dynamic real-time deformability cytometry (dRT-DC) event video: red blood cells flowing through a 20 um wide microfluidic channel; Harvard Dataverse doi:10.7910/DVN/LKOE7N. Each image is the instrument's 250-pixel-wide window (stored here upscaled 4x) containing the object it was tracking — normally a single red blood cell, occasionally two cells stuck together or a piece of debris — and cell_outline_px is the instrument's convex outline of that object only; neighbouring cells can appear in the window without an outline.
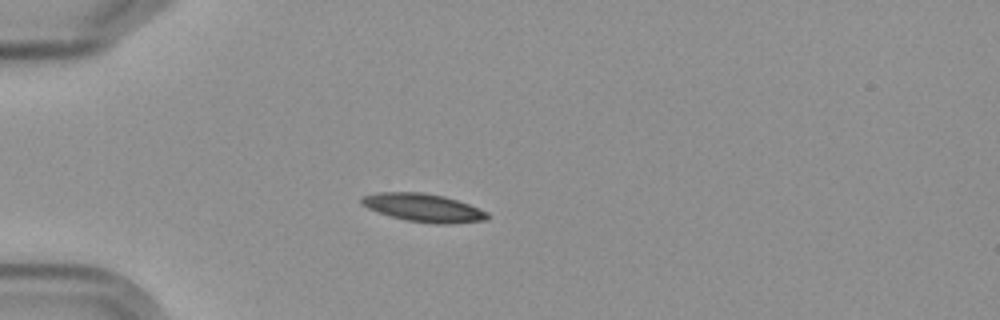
{"species": "Egyptian fruit bat (a non-hibernating species)", "species_latin": "Rousettus aegyptiacus", "temperature_condition": "cold", "stored_images_in_passage": 5, "camera_frame_rate_fps": 3000, "um_per_image_px": 0.085, "frame": {"image": 1, "passage_image": 5, "time_ms": 4.667, "image_size_px": [1000, 320], "cell_outline_px": [[488, 220], [448, 224], [436, 224], [404, 220], [368, 208], [360, 204], [360, 200], [364, 196], [380, 192], [424, 192], [444, 196], [468, 204], [488, 212]], "centroid_in_image_um": [36.0, 17.66], "position_along_channel_um": 49.0, "area_um2": 20.52}}